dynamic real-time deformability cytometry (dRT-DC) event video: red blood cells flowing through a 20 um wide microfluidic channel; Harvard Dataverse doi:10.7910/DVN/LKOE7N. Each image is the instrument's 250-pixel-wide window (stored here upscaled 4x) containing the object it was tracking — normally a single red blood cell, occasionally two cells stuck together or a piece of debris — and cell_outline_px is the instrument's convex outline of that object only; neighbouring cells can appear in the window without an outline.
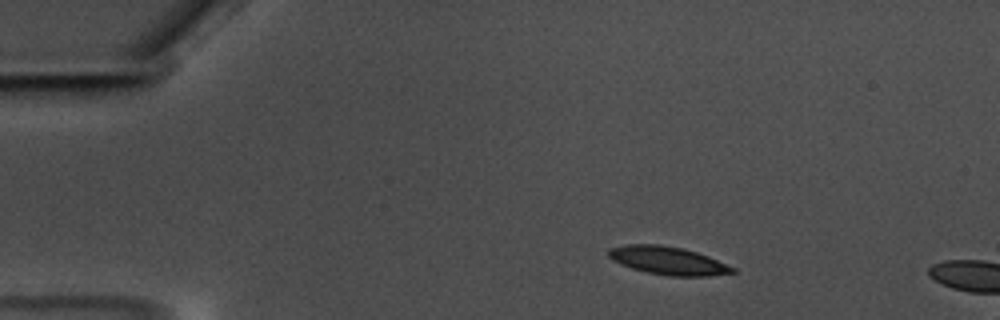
{"species": "common noctule bat (a hibernating species)", "species_latin": "Nyctalus noctula", "temperature_condition": "warm", "stored_images_in_passage": 5, "camera_frame_rate_fps": 3000, "um_per_image_px": 0.085, "animal": {"sex": "male", "body_mass_g": 17.5, "forearm_length_mm": 52.3}, "frame": {"image": 1, "passage_image": 1, "time_ms": 0.0, "image_size_px": [1000, 320], "cell_outline_px": [[736, 272], [708, 276], [668, 276], [648, 272], [632, 268], [620, 264], [612, 260], [608, 256], [608, 248], [624, 244], [660, 244], [684, 248], [708, 256], [736, 268]], "centroid_in_image_um": [56.75, 22.14], "position_along_channel_um": 28.2, "area_um2": 20.4}}